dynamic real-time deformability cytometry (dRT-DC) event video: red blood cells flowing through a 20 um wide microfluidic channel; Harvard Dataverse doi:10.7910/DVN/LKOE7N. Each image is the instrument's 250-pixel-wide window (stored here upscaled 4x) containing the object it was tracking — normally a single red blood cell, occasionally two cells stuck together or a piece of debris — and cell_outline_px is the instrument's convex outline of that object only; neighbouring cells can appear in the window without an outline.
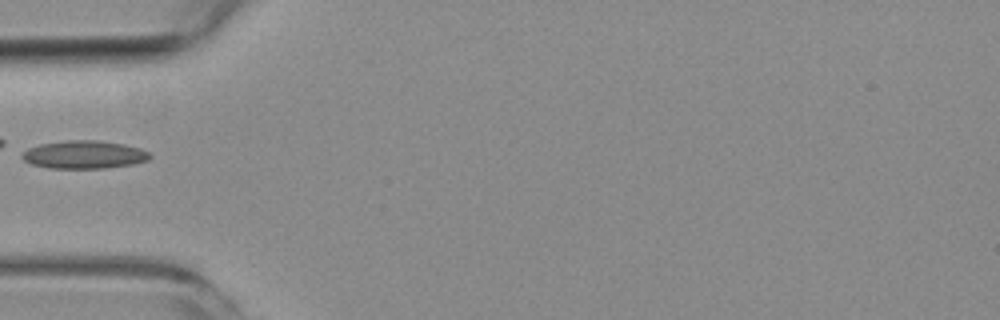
{"species": "common noctule bat (a hibernating species)", "species_latin": "Nyctalus noctula", "temperature_condition": "room temperature", "stored_images_in_passage": 5, "camera_frame_rate_fps": 3000, "um_per_image_px": 0.085, "animal": {"sex": "female", "body_mass_g": 19.3, "forearm_length_mm": 54.1}, "frame": {"image": 1, "passage_image": 5, "time_ms": 6.0, "image_size_px": [1000, 320], "cell_outline_px": [[152, 156], [148, 160], [132, 164], [104, 168], [48, 168], [32, 164], [24, 160], [20, 156], [20, 152], [28, 148], [40, 144], [68, 140], [96, 140], [124, 144], [140, 148], [148, 152]], "centroid_in_image_um": [7.12, 13.14], "position_along_channel_um": 77.9, "area_um2": 20.87}}